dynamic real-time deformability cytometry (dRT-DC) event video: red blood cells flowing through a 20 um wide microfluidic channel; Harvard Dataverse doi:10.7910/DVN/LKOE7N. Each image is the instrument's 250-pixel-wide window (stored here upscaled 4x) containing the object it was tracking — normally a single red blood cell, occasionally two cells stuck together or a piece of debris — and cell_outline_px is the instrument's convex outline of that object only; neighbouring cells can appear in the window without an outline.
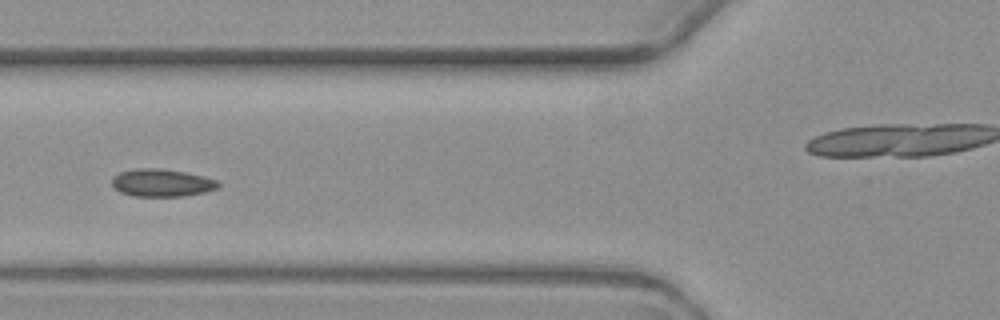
{"species": "common noctule bat (a hibernating species)", "species_latin": "Nyctalus noctula", "temperature_condition": "warm", "stored_images_in_passage": 15, "camera_frame_rate_fps": 3000, "um_per_image_px": 0.085, "animal": {"sex": "female", "body_mass_g": 19.3, "forearm_length_mm": 54.1}, "frame": {"image": 1, "passage_image": 5, "time_ms": 5.333, "image_size_px": [1000, 320], "cell_outline_px": [[220, 184], [216, 188], [204, 192], [184, 196], [132, 196], [120, 192], [112, 184], [112, 176], [120, 172], [136, 168], [160, 168], [184, 172], [204, 176], [216, 180]], "centroid_in_image_um": [13.72, 15.53], "position_along_channel_um": 112.1, "area_um2": 17.05}}
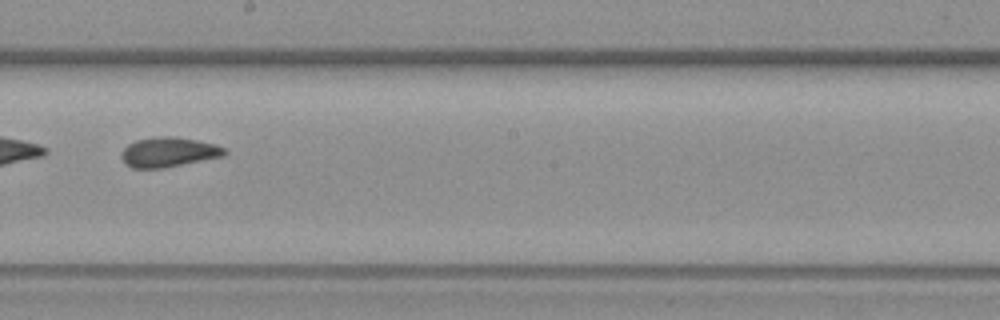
{"frame": {"image": 2, "passage_image": 9, "time_ms": 11.0, "image_size_px": [1000, 320], "cell_outline_px": [[228, 152], [224, 156], [164, 168], [132, 168], [124, 164], [120, 156], [120, 152], [128, 144], [136, 140], [160, 136], [172, 136], [196, 140], [216, 144], [224, 148]], "centroid_in_image_um": [14.31, 12.94], "position_along_channel_um": 233.9, "area_um2": 18.03}}
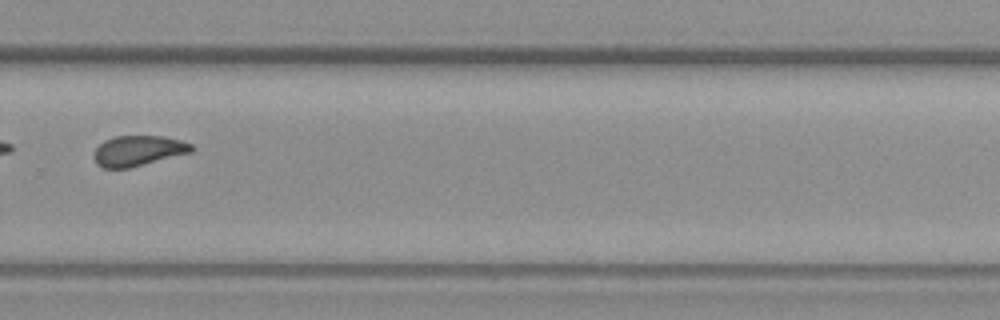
{"frame": {"image": 3, "passage_image": 11, "time_ms": 13.333, "image_size_px": [1000, 320], "cell_outline_px": [[196, 148], [192, 152], [128, 168], [104, 168], [96, 164], [92, 156], [92, 152], [104, 140], [116, 136], [164, 136], [180, 140], [192, 144]], "centroid_in_image_um": [11.73, 12.81], "position_along_channel_um": 318.1, "area_um2": 17.4}, "authors_computed_cell_mechanics": {"area_um2": 17.629, "velocity_mm_per_s": 3.6075, "shape_relaxation_time_tau1_ms": null, "shape_relaxation_time_tau2_ms": 3.1327, "deformation_change_tau1": null, "deformation_change_tau2": 0.0443}}